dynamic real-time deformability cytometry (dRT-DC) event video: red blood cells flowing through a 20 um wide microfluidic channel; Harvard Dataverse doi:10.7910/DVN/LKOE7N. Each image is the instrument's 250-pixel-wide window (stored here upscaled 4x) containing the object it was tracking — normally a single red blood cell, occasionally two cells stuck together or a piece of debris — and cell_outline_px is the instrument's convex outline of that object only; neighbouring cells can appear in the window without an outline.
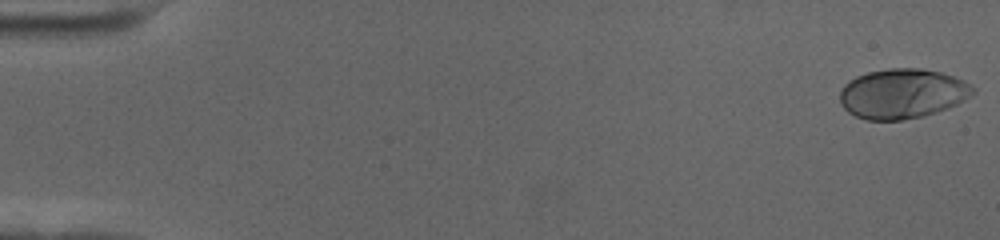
{"species": "human", "species_latin": "Homo sapiens", "temperature_condition": "cold", "stored_images_in_passage": 59, "camera_frame_rate_fps": 3000, "um_per_image_px": 0.085, "donor": {"sex": "female"}, "frame": {"image": 1, "passage_image": 1, "time_ms": 0.0, "image_size_px": [1000, 240], "cell_outline_px": [[976, 92], [972, 96], [948, 108], [924, 116], [900, 120], [868, 120], [856, 116], [848, 112], [840, 104], [840, 92], [844, 84], [848, 80], [856, 76], [868, 72], [888, 68], [920, 68], [940, 72], [964, 80], [976, 88]], "centroid_in_image_um": [76.71, 7.95], "position_along_channel_um": 8.3, "area_um2": 38.84}}
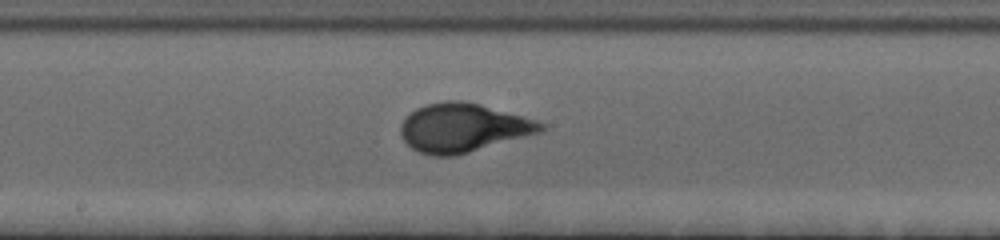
{"frame": {"image": 2, "passage_image": 32, "time_ms": 10.333, "image_size_px": [1000, 240], "cell_outline_px": [[548, 128], [540, 132], [456, 156], [432, 156], [420, 152], [412, 148], [404, 140], [400, 132], [400, 124], [416, 108], [424, 104], [444, 100], [464, 100], [480, 104], [536, 120], [544, 124]], "centroid_in_image_um": [39.34, 10.85], "position_along_channel_um": 208.9, "area_um2": 39.71}}
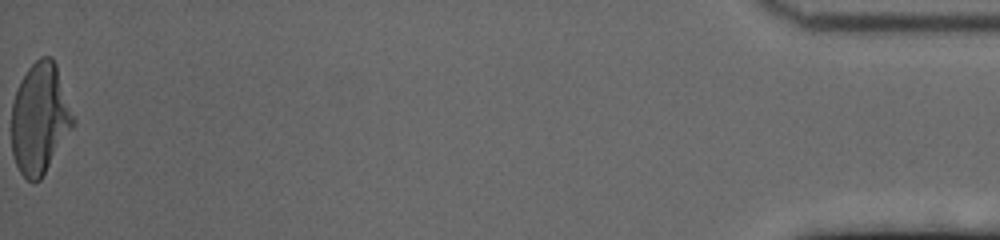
{"frame": {"image": 3, "passage_image": 59, "time_ms": 19.333, "image_size_px": [1000, 240], "cell_outline_px": [[76, 124], [40, 180], [32, 184], [20, 172], [16, 164], [12, 152], [12, 104], [20, 80], [28, 68], [40, 56], [52, 56], [56, 64], [76, 120]], "centroid_in_image_um": [3.41, 10.08], "position_along_channel_um": 431.8, "area_um2": 40.06}, "authors_computed_cell_mechanics": {"area_um2": 38.2058, "velocity_mm_per_s": 3.4877, "shape_relaxation_time_tau1_ms": 3.5832, "shape_relaxation_time_tau2_ms": null, "deformation_change_tau1": 0.182, "deformation_change_tau2": null}}